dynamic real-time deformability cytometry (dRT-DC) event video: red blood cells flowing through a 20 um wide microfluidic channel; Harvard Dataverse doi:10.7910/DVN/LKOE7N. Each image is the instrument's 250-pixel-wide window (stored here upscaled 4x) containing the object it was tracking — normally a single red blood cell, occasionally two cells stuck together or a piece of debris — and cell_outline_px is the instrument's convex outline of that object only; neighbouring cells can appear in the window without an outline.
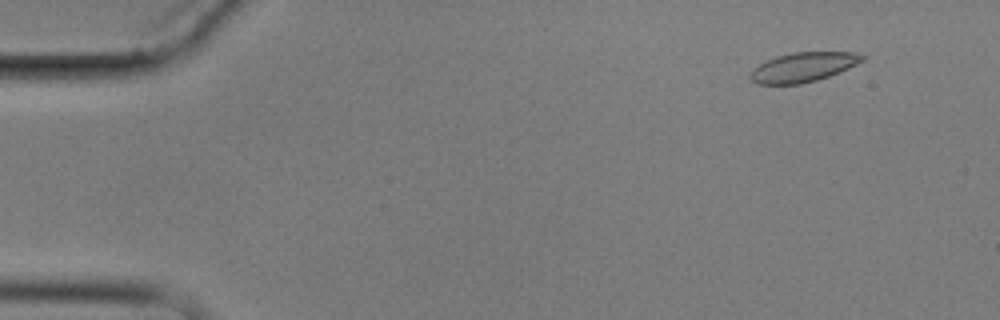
{"species": "common noctule bat (a hibernating species)", "species_latin": "Nyctalus noctula", "temperature_condition": "cold", "stored_images_in_passage": 15, "camera_frame_rate_fps": 3000, "um_per_image_px": 0.085, "animal": {"sex": "male", "body_mass_g": 17.9}, "frame": {"image": 1, "passage_image": 2, "time_ms": 1.0, "image_size_px": [1000, 320], "cell_outline_px": [[864, 60], [848, 68], [828, 76], [816, 80], [800, 84], [756, 84], [748, 76], [760, 64], [776, 56], [792, 52], [852, 52], [864, 56]], "centroid_in_image_um": [68.26, 5.71], "position_along_channel_um": 16.7, "area_um2": 18.9}}
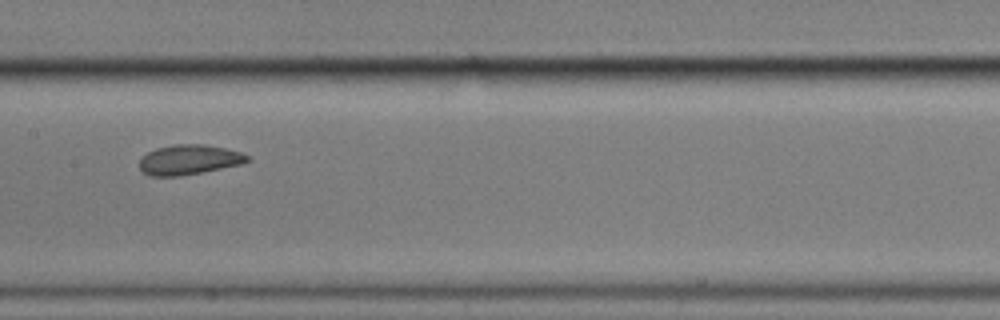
{"frame": {"image": 2, "passage_image": 8, "time_ms": 9.0, "image_size_px": [1000, 320], "cell_outline_px": [[252, 160], [240, 164], [180, 176], [152, 176], [144, 172], [140, 168], [140, 160], [148, 152], [156, 148], [172, 144], [204, 144], [224, 148], [240, 152], [248, 156]], "centroid_in_image_um": [16.06, 13.56], "position_along_channel_um": 191.3, "area_um2": 18.55}}
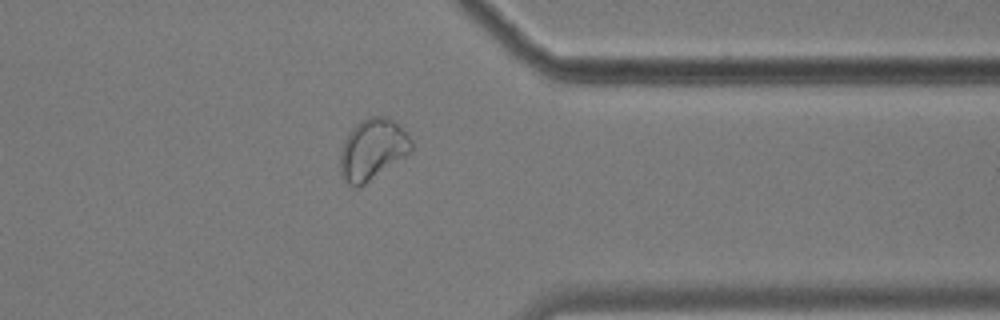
{"frame": {"image": 3, "passage_image": 13, "time_ms": 14.667, "image_size_px": [1000, 320], "cell_outline_px": [[412, 152], [364, 184], [356, 188], [348, 184], [340, 176], [340, 152], [344, 140], [348, 132], [360, 120], [368, 116], [388, 116], [396, 120], [412, 140]], "centroid_in_image_um": [31.66, 12.67], "position_along_channel_um": 379.7, "area_um2": 25.66}, "authors_computed_cell_mechanics": {"area_um2": 19.363, "velocity_mm_per_s": 3.4598, "shape_relaxation_time_tau1_ms": 10.8924, "shape_relaxation_time_tau2_ms": 1.0625, "deformation_change_tau1": 0.1323, "deformation_change_tau2": 0.0376}}